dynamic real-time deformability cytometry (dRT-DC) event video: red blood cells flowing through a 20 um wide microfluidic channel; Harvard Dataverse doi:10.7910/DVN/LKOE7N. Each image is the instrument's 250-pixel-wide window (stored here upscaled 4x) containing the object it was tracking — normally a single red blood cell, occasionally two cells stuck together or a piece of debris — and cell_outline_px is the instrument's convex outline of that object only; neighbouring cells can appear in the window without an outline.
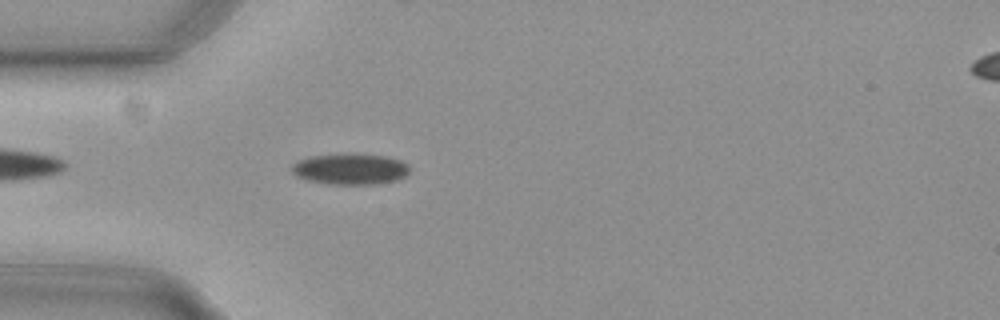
{"species": "common noctule bat (a hibernating species)", "species_latin": "Nyctalus noctula", "temperature_condition": "cold", "stored_images_in_passage": 43, "camera_frame_rate_fps": 3000, "um_per_image_px": 0.085, "animal": {"sex": "female", "body_mass_g": 29.2, "forearm_length_mm": 56.3}, "frame": {"image": 1, "passage_image": 4, "time_ms": 1.0, "image_size_px": [1000, 320], "cell_outline_px": [[408, 172], [404, 176], [396, 180], [372, 184], [332, 184], [308, 180], [296, 176], [292, 172], [292, 164], [296, 160], [308, 156], [344, 152], [352, 152], [384, 156], [400, 160], [408, 164]], "centroid_in_image_um": [29.72, 14.33], "position_along_channel_um": 55.3, "area_um2": 21.62}}
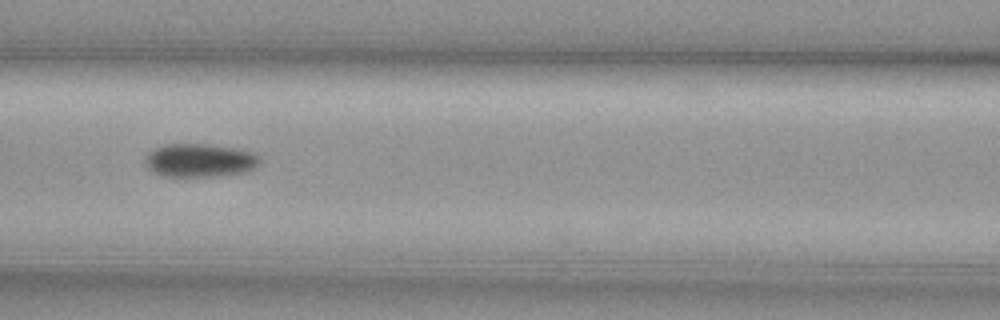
{"frame": {"image": 2, "passage_image": 12, "time_ms": 3.667, "image_size_px": [1000, 320], "cell_outline_px": [[260, 164], [256, 168], [248, 172], [216, 176], [160, 176], [148, 168], [148, 152], [164, 144], [208, 144], [244, 148], [260, 156]], "centroid_in_image_um": [17.09, 13.62], "position_along_channel_um": 149.5, "area_um2": 22.54}}
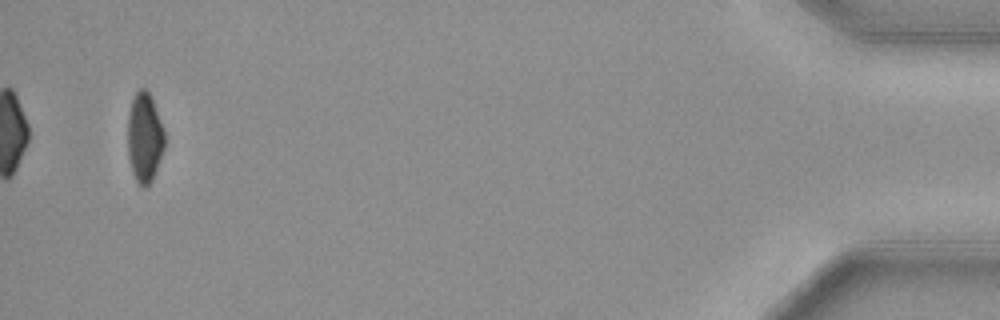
{"frame": {"image": 3, "passage_image": 41, "time_ms": 13.333, "image_size_px": [1000, 320], "cell_outline_px": [[164, 148], [152, 180], [144, 188], [136, 184], [132, 172], [128, 156], [128, 116], [132, 100], [136, 92], [140, 88], [144, 88], [148, 92], [152, 100], [164, 132]], "centroid_in_image_um": [12.26, 11.74], "position_along_channel_um": 422.9, "area_um2": 19.02}, "authors_computed_cell_mechanics": {"area_um2": 21.386, "velocity_mm_per_s": 3.7515, "shape_relaxation_time_tau1_ms": 5.2415, "shape_relaxation_time_tau2_ms": null, "deformation_change_tau1": 0.1267, "deformation_change_tau2": null}}